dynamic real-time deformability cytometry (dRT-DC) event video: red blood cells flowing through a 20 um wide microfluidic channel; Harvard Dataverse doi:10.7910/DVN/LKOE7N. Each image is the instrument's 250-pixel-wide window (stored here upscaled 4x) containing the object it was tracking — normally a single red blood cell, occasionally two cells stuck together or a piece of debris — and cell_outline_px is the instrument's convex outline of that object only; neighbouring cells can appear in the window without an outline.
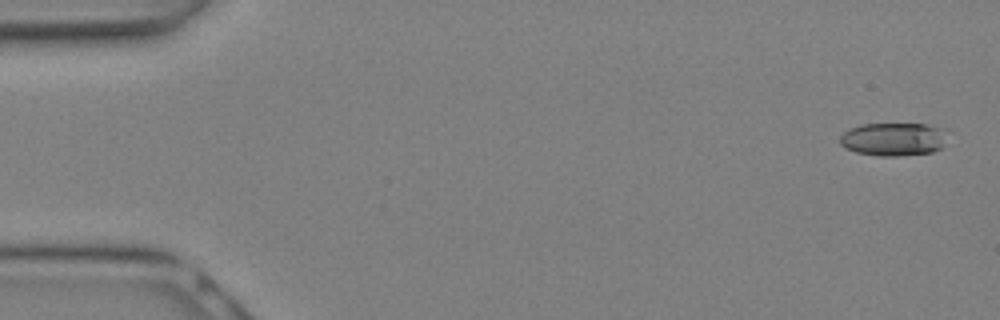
{"species": "Egyptian fruit bat (a non-hibernating species)", "species_latin": "Rousettus aegyptiacus", "temperature_condition": "warm", "stored_images_in_passage": 28, "camera_frame_rate_fps": 3000, "um_per_image_px": 0.085, "animal": {"sex": "female"}, "frame": {"image": 1, "passage_image": 1, "time_ms": 0.0, "image_size_px": [1000, 320], "cell_outline_px": [[944, 148], [932, 152], [900, 156], [880, 156], [856, 152], [844, 148], [840, 144], [840, 136], [848, 128], [860, 124], [924, 124], [940, 128]], "centroid_in_image_um": [75.85, 11.84], "position_along_channel_um": 9.1, "area_um2": 20.63}}
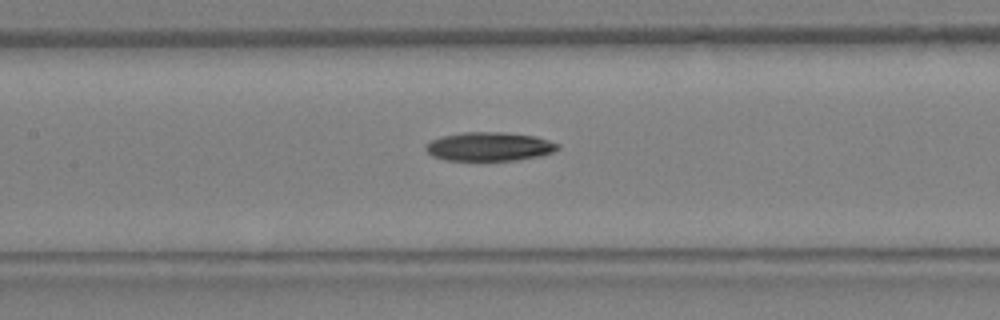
{"frame": {"image": 2, "passage_image": 13, "time_ms": 4.0, "image_size_px": [1000, 320], "cell_outline_px": [[560, 148], [552, 152], [540, 156], [516, 160], [444, 160], [432, 156], [424, 148], [432, 140], [444, 136], [464, 132], [504, 132], [536, 136], [560, 144]], "centroid_in_image_um": [41.63, 12.46], "position_along_channel_um": 165.8, "area_um2": 22.08}}
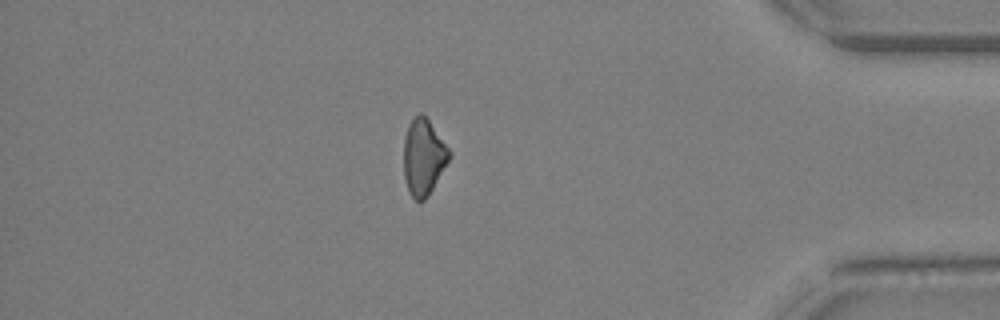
{"frame": {"image": 3, "passage_image": 24, "time_ms": 7.667, "image_size_px": [1000, 320], "cell_outline_px": [[452, 156], [428, 196], [424, 200], [416, 200], [412, 196], [408, 188], [404, 176], [404, 140], [408, 124], [420, 112], [428, 120], [452, 152]], "centroid_in_image_um": [36.01, 13.35], "position_along_channel_um": 399.2, "area_um2": 20.0}}